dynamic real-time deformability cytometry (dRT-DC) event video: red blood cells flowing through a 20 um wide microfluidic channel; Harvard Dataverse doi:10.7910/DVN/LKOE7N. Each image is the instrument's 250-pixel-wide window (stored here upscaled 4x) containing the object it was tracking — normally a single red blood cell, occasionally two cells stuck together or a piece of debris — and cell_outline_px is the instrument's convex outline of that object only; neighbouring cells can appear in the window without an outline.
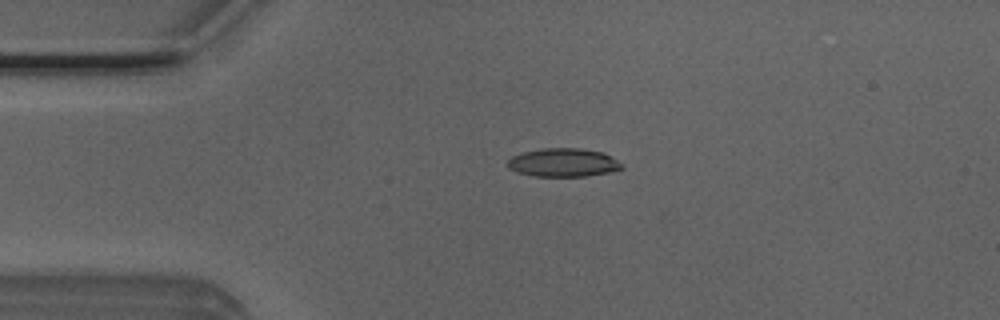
{"species": "Egyptian fruit bat (a non-hibernating species)", "species_latin": "Rousettus aegyptiacus", "temperature_condition": "room temperature", "stored_images_in_passage": 3, "camera_frame_rate_fps": 3000, "um_per_image_px": 0.085, "animal": {"sex": "male"}, "frame": {"image": 1, "passage_image": 1, "time_ms": 0.0, "image_size_px": [1000, 320], "cell_outline_px": [[624, 168], [608, 172], [584, 176], [532, 176], [516, 172], [508, 168], [508, 160], [512, 156], [524, 152], [544, 148], [580, 148], [604, 152], [624, 164]], "centroid_in_image_um": [47.89, 13.81], "position_along_channel_um": 37.1, "area_um2": 18.96}}